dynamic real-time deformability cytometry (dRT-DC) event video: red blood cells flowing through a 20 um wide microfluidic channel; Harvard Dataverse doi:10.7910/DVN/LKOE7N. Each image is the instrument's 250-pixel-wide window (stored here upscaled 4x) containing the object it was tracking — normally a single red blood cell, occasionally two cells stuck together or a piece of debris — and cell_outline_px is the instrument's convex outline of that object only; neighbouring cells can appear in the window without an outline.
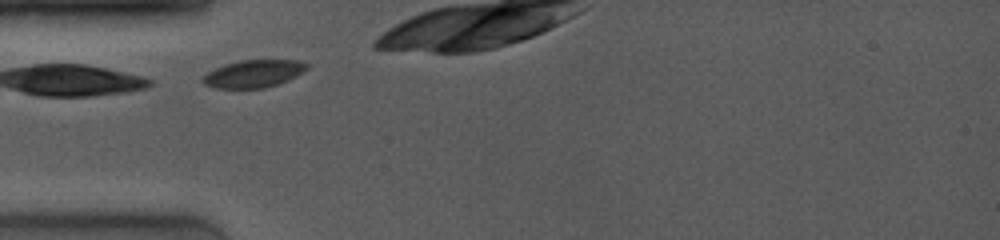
{"species": "common noctule bat (a hibernating species)", "species_latin": "Nyctalus noctula", "temperature_condition": "room temperature", "stored_images_in_passage": 2, "camera_frame_rate_fps": 4000, "um_per_image_px": 0.085, "animal": {"sex": "female", "body_mass_g": 19.0, "forearm_length_mm": 53.3}, "frame": {"image": 1, "passage_image": 1, "time_ms": 0.0, "image_size_px": [1000, 240], "cell_outline_px": [[308, 68], [304, 72], [288, 80], [264, 88], [212, 88], [204, 84], [200, 80], [208, 72], [224, 64], [240, 60], [296, 60], [308, 64]], "centroid_in_image_um": [21.54, 6.26], "position_along_channel_um": 63.5, "area_um2": 16.7}}